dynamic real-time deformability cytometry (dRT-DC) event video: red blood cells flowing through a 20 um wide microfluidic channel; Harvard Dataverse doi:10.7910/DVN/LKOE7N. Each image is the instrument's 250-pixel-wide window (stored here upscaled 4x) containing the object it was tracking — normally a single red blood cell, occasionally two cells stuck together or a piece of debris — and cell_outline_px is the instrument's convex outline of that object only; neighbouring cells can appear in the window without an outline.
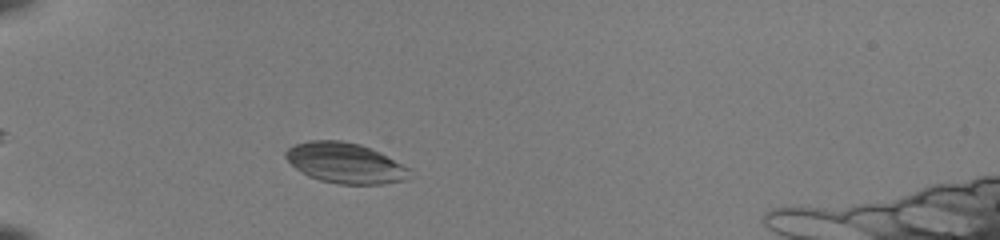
{"species": "common noctule bat (a hibernating species)", "species_latin": "Nyctalus noctula", "temperature_condition": "room temperature", "stored_images_in_passage": 38, "camera_frame_rate_fps": 3000, "um_per_image_px": 0.085, "animal": {"sex": "female", "body_mass_g": 22.0, "forearm_length_mm": 56.7}, "frame": {"image": 1, "passage_image": 9, "time_ms": 2.667, "image_size_px": [1000, 240], "cell_outline_px": [[412, 176], [408, 180], [384, 184], [340, 184], [320, 180], [308, 176], [300, 172], [284, 156], [284, 152], [288, 148], [296, 144], [308, 140], [340, 140], [360, 144], [380, 152], [412, 168]], "centroid_in_image_um": [29.4, 13.86], "position_along_channel_um": 55.6, "area_um2": 29.59}}
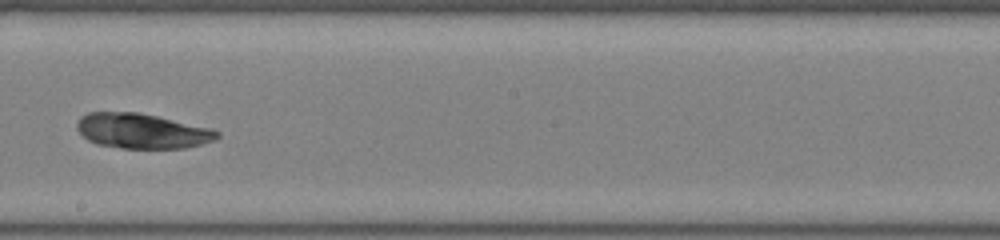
{"frame": {"image": 2, "passage_image": 24, "time_ms": 7.667, "image_size_px": [1000, 240], "cell_outline_px": [[220, 136], [216, 140], [184, 148], [120, 148], [96, 144], [88, 140], [76, 128], [76, 124], [80, 116], [88, 112], [136, 112], [156, 116], [212, 128], [220, 132]], "centroid_in_image_um": [12.07, 11.13], "position_along_channel_um": 236.1, "area_um2": 28.61}}
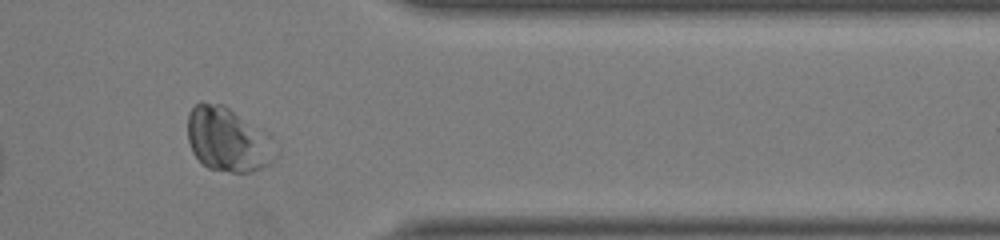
{"frame": {"image": 3, "passage_image": 36, "time_ms": 11.667, "image_size_px": [1000, 240], "cell_outline_px": [[280, 152], [268, 164], [252, 172], [228, 172], [208, 168], [192, 152], [188, 140], [188, 112], [200, 100], [220, 104], [228, 108], [280, 148]], "centroid_in_image_um": [19.31, 11.9], "position_along_channel_um": 392.1, "area_um2": 32.08}}